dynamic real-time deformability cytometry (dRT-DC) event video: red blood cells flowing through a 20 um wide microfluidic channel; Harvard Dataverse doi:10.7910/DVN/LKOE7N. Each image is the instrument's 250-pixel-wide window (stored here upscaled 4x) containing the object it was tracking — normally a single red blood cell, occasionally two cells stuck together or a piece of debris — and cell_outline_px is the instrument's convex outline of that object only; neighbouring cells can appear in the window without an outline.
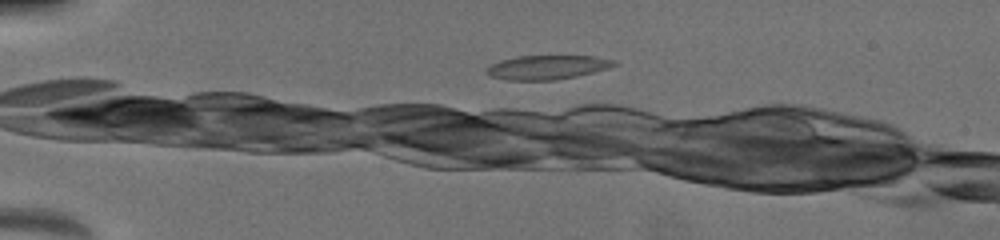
{"species": "common noctule bat (a hibernating species)", "species_latin": "Nyctalus noctula", "temperature_condition": "warm", "stored_images_in_passage": 2, "camera_frame_rate_fps": 3000, "um_per_image_px": 0.085, "animal": {"sex": "female", "body_mass_g": 19.5, "forearm_length_mm": 54.1}, "frame": {"image": 1, "passage_image": 1, "time_ms": 0.0, "image_size_px": [1000, 240], "cell_outline_px": [[620, 64], [608, 68], [576, 76], [556, 80], [508, 80], [488, 76], [484, 72], [492, 64], [500, 60], [516, 56], [596, 56], [616, 60]], "centroid_in_image_um": [46.52, 5.72], "position_along_channel_um": 38.5, "area_um2": 18.03}}